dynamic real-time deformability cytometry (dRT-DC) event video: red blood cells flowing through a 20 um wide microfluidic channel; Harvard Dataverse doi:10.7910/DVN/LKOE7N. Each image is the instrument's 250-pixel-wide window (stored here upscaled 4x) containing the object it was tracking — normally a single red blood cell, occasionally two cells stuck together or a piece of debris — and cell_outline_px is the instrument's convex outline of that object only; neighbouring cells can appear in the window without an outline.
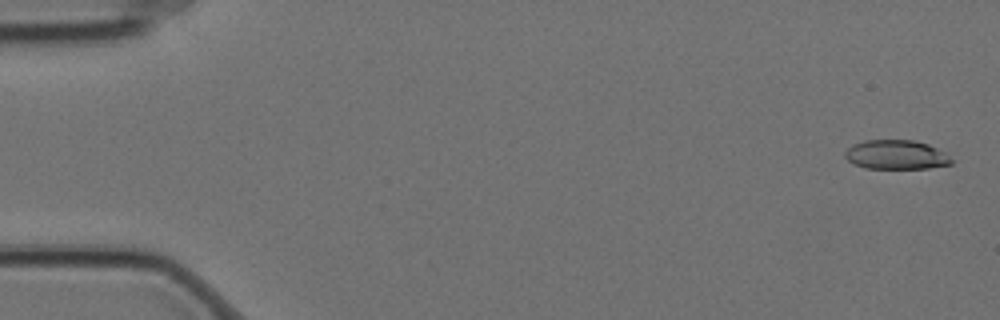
{"species": "Egyptian fruit bat (a non-hibernating species)", "species_latin": "Rousettus aegyptiacus", "temperature_condition": "cold", "stored_images_in_passage": 7, "camera_frame_rate_fps": 3000, "um_per_image_px": 0.085, "animal": {"sex": "female"}, "frame": {"image": 1, "passage_image": 1, "time_ms": 0.0, "image_size_px": [1000, 320], "cell_outline_px": [[952, 164], [928, 168], [864, 168], [852, 164], [844, 156], [844, 152], [852, 144], [864, 140], [916, 140], [928, 144], [948, 152], [952, 160]], "centroid_in_image_um": [76.19, 13.14], "position_along_channel_um": 8.8, "area_um2": 18.44}}
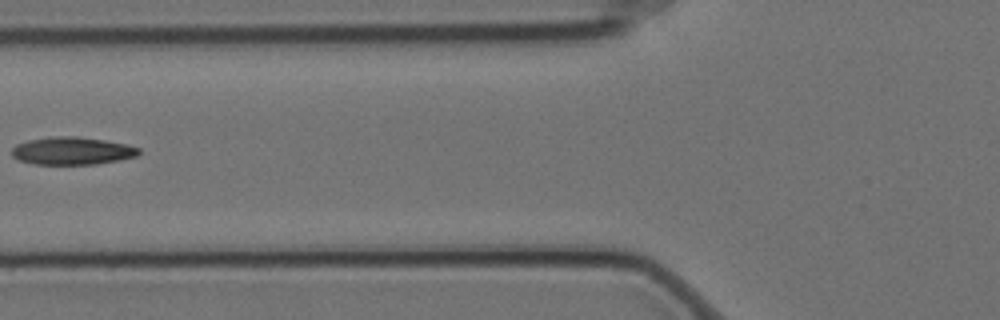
{"frame": {"image": 2, "passage_image": 6, "time_ms": 1.667, "image_size_px": [1000, 320], "cell_outline_px": [[140, 152], [136, 156], [120, 160], [96, 164], [36, 164], [20, 160], [12, 156], [12, 148], [16, 144], [28, 140], [52, 136], [76, 136], [104, 140], [128, 144], [140, 148]], "centroid_in_image_um": [6.15, 12.81], "position_along_channel_um": 119.7, "area_um2": 20.52}}
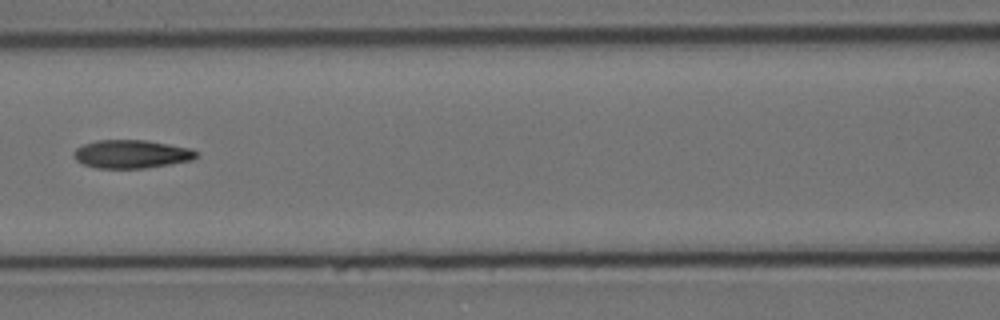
{"frame": {"image": 3, "passage_image": 7, "time_ms": 2.0, "image_size_px": [1000, 320], "cell_outline_px": [[196, 156], [192, 160], [144, 168], [96, 168], [84, 164], [76, 160], [72, 152], [76, 148], [84, 144], [96, 140], [144, 140], [192, 148], [196, 152]], "centroid_in_image_um": [11.14, 13.09], "position_along_channel_um": 155.5, "area_um2": 20.06}}